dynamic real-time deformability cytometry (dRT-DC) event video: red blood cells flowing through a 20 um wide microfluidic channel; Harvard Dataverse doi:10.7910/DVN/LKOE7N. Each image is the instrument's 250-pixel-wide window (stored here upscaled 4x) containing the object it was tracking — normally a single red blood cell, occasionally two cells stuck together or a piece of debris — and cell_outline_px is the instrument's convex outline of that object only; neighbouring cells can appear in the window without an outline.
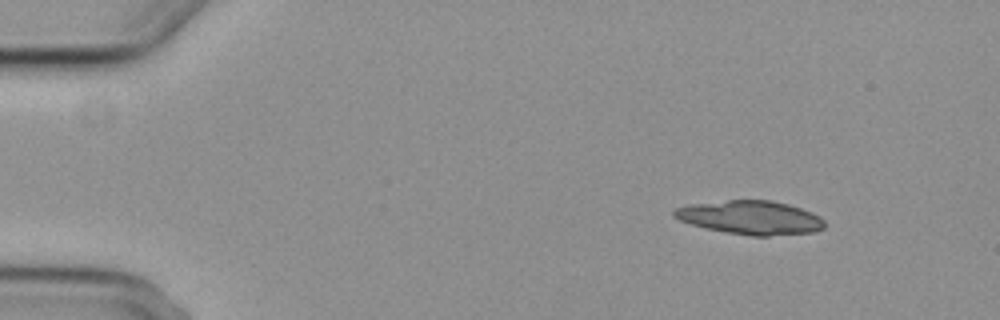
{"species": "common noctule bat (a hibernating species)", "species_latin": "Nyctalus noctula", "temperature_condition": "cold", "stored_images_in_passage": 7, "camera_frame_rate_fps": 3000, "um_per_image_px": 0.085, "animal": {"sex": "female", "body_mass_g": 29.2, "forearm_length_mm": 56.3}, "frame": {"image": 1, "passage_image": 2, "time_ms": 1.0, "image_size_px": [1000, 320], "cell_outline_px": [[824, 228], [816, 232], [768, 236], [752, 236], [724, 232], [692, 224], [680, 220], [672, 216], [672, 212], [676, 208], [692, 204], [728, 200], [772, 200], [788, 204], [812, 212], [820, 216], [824, 220]], "centroid_in_image_um": [63.83, 18.49], "position_along_channel_um": 21.2, "area_um2": 29.54}}